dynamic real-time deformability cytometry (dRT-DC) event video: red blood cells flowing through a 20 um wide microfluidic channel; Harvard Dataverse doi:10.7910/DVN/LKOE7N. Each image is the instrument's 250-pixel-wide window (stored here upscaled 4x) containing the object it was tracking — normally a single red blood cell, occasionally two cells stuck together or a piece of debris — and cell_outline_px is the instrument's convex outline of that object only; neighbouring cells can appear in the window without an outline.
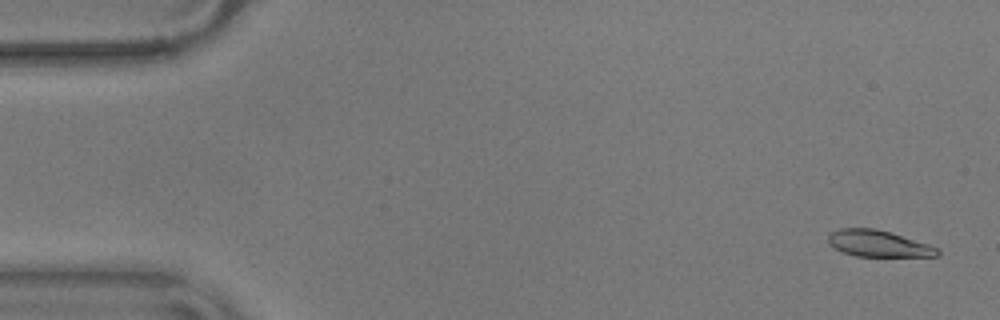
{"species": "common noctule bat (a hibernating species)", "species_latin": "Nyctalus noctula", "temperature_condition": "warm", "stored_images_in_passage": 41, "camera_frame_rate_fps": 3000, "um_per_image_px": 0.085, "animal": {"sex": "male", "body_mass_g": 17.9}, "frame": {"image": 1, "passage_image": 3, "time_ms": 0.667, "image_size_px": [1000, 320], "cell_outline_px": [[940, 252], [936, 256], [856, 256], [844, 252], [828, 244], [828, 236], [832, 232], [840, 228], [876, 228], [928, 244], [940, 248]], "centroid_in_image_um": [74.66, 20.7], "position_along_channel_um": 10.3, "area_um2": 16.65}}
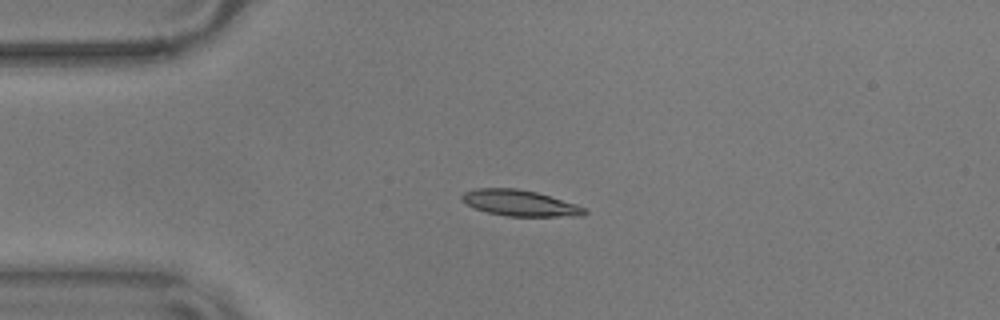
{"frame": {"image": 2, "passage_image": 14, "time_ms": 4.333, "image_size_px": [1000, 320], "cell_outline_px": [[588, 212], [584, 216], [508, 216], [488, 212], [476, 208], [460, 200], [460, 196], [464, 192], [476, 188], [516, 188], [536, 192], [576, 204], [588, 208]], "centroid_in_image_um": [44.22, 17.26], "position_along_channel_um": 40.8, "area_um2": 18.55}}
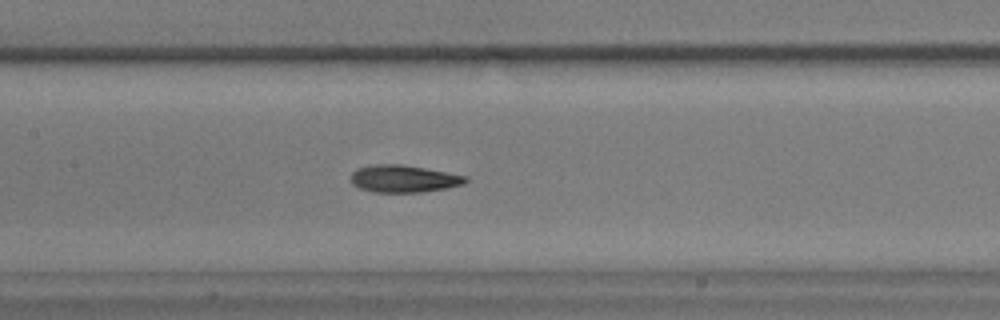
{"frame": {"image": 3, "passage_image": 27, "time_ms": 8.667, "image_size_px": [1000, 320], "cell_outline_px": [[468, 180], [464, 184], [448, 188], [420, 192], [372, 192], [360, 188], [352, 184], [352, 172], [356, 168], [376, 164], [400, 164], [424, 168], [468, 176]], "centroid_in_image_um": [34.32, 15.19], "position_along_channel_um": 173.1, "area_um2": 18.21}}